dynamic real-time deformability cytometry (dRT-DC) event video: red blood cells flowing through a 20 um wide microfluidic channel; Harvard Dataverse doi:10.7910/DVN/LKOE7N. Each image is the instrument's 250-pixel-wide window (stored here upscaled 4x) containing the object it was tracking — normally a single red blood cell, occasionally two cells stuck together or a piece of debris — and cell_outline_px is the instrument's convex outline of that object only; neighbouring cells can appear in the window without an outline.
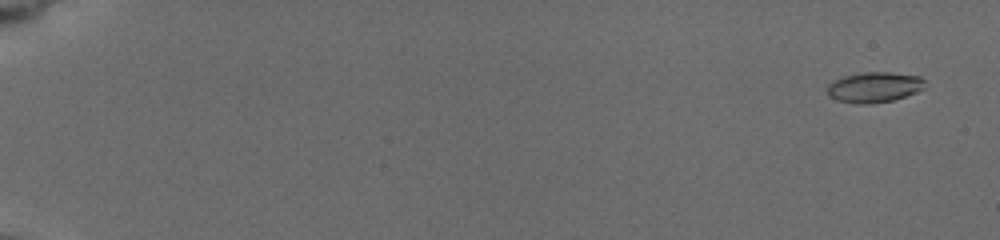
{"species": "common noctule bat (a hibernating species)", "species_latin": "Nyctalus noctula", "temperature_condition": "cold", "stored_images_in_passage": 73, "camera_frame_rate_fps": 3000, "um_per_image_px": 0.085, "animal": {"sex": "female", "body_mass_g": 19.5, "forearm_length_mm": 54.1}, "frame": {"image": 1, "passage_image": 4, "time_ms": 1.0, "image_size_px": [1000, 240], "cell_outline_px": [[924, 88], [916, 92], [892, 100], [872, 104], [856, 104], [836, 100], [828, 96], [828, 84], [832, 80], [844, 76], [860, 72], [888, 72], [920, 76], [924, 80]], "centroid_in_image_um": [74.27, 7.41], "position_along_channel_um": 10.7, "area_um2": 17.4}}
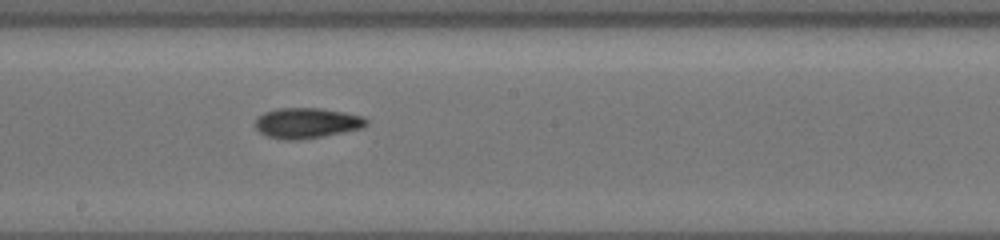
{"frame": {"image": 2, "passage_image": 47, "time_ms": 11.667, "image_size_px": [1000, 240], "cell_outline_px": [[368, 124], [360, 128], [324, 136], [300, 140], [288, 140], [268, 136], [260, 132], [256, 128], [256, 116], [264, 112], [276, 108], [320, 108], [344, 112], [364, 116], [368, 120]], "centroid_in_image_um": [26.07, 10.44], "position_along_channel_um": 222.1, "area_um2": 19.71}}
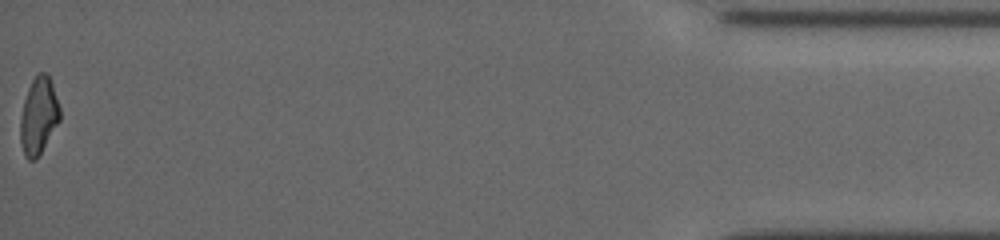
{"frame": {"image": 3, "passage_image": 72, "time_ms": 19.333, "image_size_px": [1000, 240], "cell_outline_px": [[60, 120], [36, 160], [28, 160], [24, 156], [20, 140], [20, 120], [24, 100], [28, 88], [32, 80], [40, 72], [44, 72], [48, 76], [52, 84], [60, 108]], "centroid_in_image_um": [3.27, 9.88], "position_along_channel_um": 431.9, "area_um2": 17.57}, "authors_computed_cell_mechanics": {"area_um2": 17.8024, "velocity_mm_per_s": 3.7707, "shape_relaxation_time_tau1_ms": 4.2915, "shape_relaxation_time_tau2_ms": 2.1921, "deformation_change_tau1": 0.152, "deformation_change_tau2": 0.0789}}